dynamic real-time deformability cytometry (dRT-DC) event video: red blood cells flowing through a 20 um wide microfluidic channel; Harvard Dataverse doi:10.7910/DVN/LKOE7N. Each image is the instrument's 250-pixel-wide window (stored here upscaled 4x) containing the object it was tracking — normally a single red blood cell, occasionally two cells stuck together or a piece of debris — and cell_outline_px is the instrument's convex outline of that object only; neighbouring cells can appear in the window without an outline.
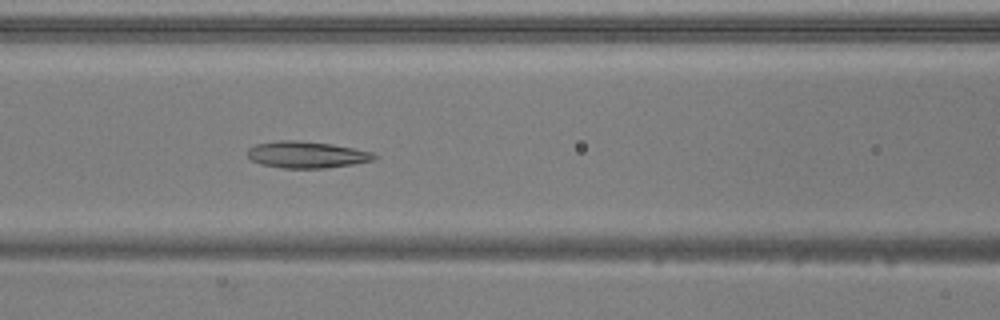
{"species": "common noctule bat (a hibernating species)", "species_latin": "Nyctalus noctula", "temperature_condition": "warm", "stored_images_in_passage": 52, "camera_frame_rate_fps": 3000, "um_per_image_px": 0.085, "animal": {"sex": "male", "body_mass_g": 20.5, "forearm_length_mm": 52.5}, "frame": {"image": 1, "passage_image": 23, "time_ms": 7.333, "image_size_px": [1000, 320], "cell_outline_px": [[380, 156], [376, 160], [352, 164], [324, 168], [284, 168], [260, 164], [252, 160], [248, 156], [248, 148], [256, 144], [280, 140], [296, 140], [332, 144], [372, 152]], "centroid_in_image_um": [26.09, 13.15], "position_along_channel_um": 140.5, "area_um2": 19.65}}
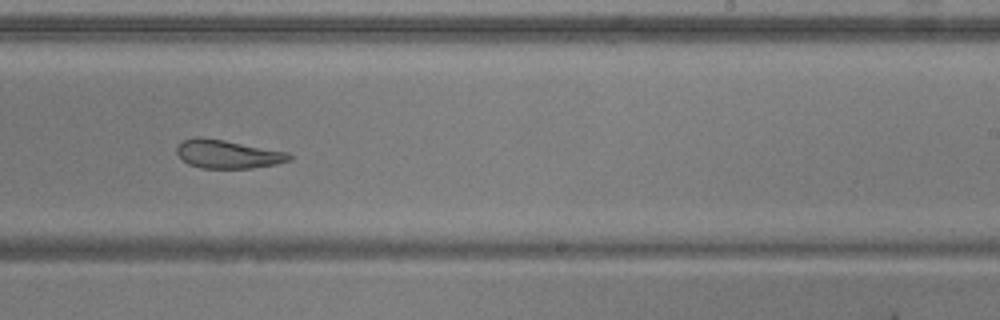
{"frame": {"image": 2, "passage_image": 33, "time_ms": 10.667, "image_size_px": [1000, 320], "cell_outline_px": [[292, 160], [276, 164], [252, 168], [200, 168], [188, 164], [176, 152], [176, 148], [184, 140], [196, 136], [200, 136], [224, 140], [288, 152], [292, 156]], "centroid_in_image_um": [19.37, 13.1], "position_along_channel_um": 269.6, "area_um2": 18.61}}
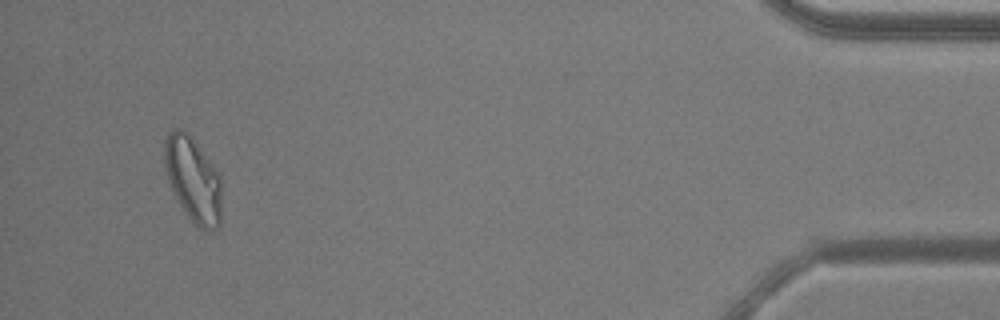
{"frame": {"image": 3, "passage_image": 50, "time_ms": 16.333, "image_size_px": [1000, 320], "cell_outline_px": [[220, 224], [216, 228], [200, 228], [184, 212], [172, 192], [168, 180], [164, 164], [164, 140], [168, 132], [172, 128], [180, 128], [188, 132], [192, 136], [220, 172]], "centroid_in_image_um": [16.38, 15.17], "position_along_channel_um": 418.8, "area_um2": 28.55}, "authors_computed_cell_mechanics": {"area_um2": 23.0044, "velocity_mm_per_s": 3.8821, "shape_relaxation_time_tau1_ms": 5.6837, "shape_relaxation_time_tau2_ms": 2.8595, "deformation_change_tau1": 0.1563, "deformation_change_tau2": 0.1194}}